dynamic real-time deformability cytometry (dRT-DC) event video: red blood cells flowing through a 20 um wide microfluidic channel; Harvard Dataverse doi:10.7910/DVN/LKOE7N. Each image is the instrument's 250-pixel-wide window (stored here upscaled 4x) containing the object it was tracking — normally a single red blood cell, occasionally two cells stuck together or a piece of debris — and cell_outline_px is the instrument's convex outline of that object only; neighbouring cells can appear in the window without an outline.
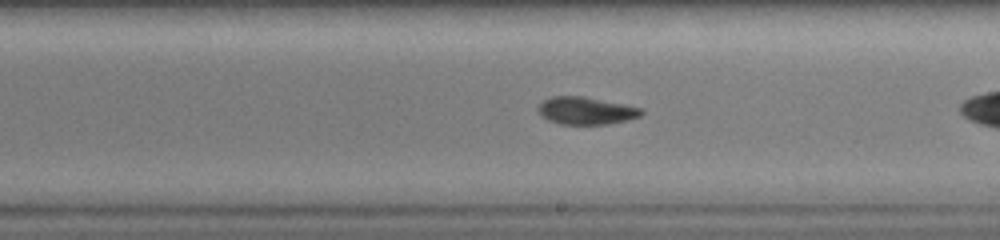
{"species": "common noctule bat (a hibernating species)", "species_latin": "Nyctalus noctula", "temperature_condition": "warm", "stored_images_in_passage": 33, "segment_of_instrument_passage": [2, 2], "camera_frame_rate_fps": 3000, "um_per_image_px": 0.085, "animal": {"sex": "female", "body_mass_g": 19.0, "forearm_length_mm": 51.5}, "frame": {"image": 1, "passage_image": 22, "time_ms": 7.0, "image_size_px": [1000, 240], "cell_outline_px": [[644, 112], [640, 116], [608, 124], [560, 124], [548, 120], [540, 116], [540, 104], [544, 100], [552, 96], [584, 96], [624, 104], [640, 108]], "centroid_in_image_um": [49.8, 9.41], "position_along_channel_um": 239.2, "area_um2": 16.3}}
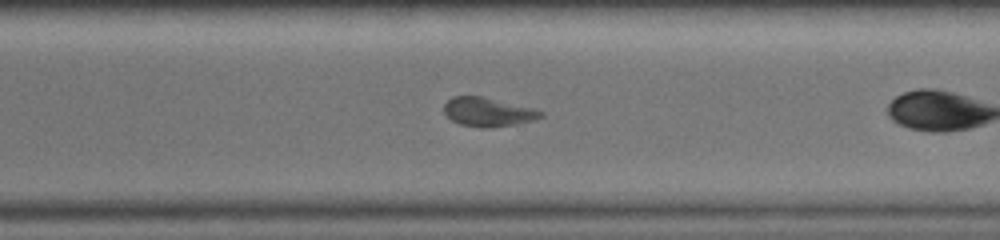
{"frame": {"image": 2, "passage_image": 28, "time_ms": 9.0, "image_size_px": [1000, 240], "cell_outline_px": [[544, 116], [532, 120], [516, 124], [488, 128], [480, 128], [460, 124], [452, 120], [444, 112], [444, 104], [452, 96], [484, 96], [532, 108], [544, 112]], "centroid_in_image_um": [41.47, 9.52], "position_along_channel_um": 329.1, "area_um2": 16.3}}